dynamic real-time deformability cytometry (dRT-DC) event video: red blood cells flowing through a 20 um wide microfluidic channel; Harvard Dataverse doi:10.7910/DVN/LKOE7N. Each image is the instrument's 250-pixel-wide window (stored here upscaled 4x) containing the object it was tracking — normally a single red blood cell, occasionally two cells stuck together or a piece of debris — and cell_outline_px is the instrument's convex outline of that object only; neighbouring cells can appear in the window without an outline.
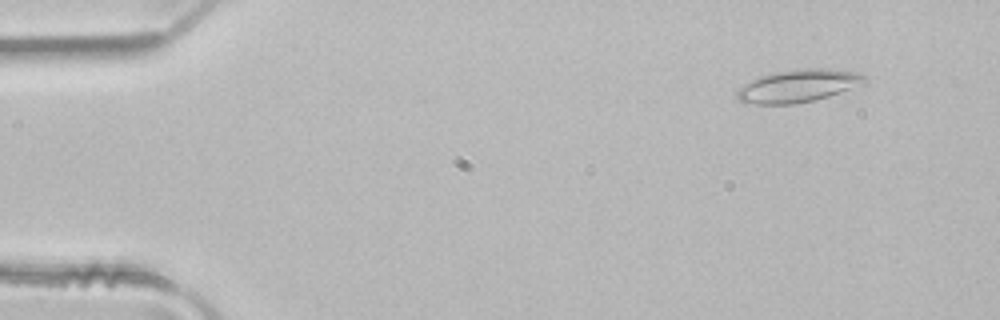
{"species": "common noctule bat (a hibernating species)", "species_latin": "Nyctalus noctula", "temperature_condition": "room temperature", "stored_images_in_passage": 4, "camera_frame_rate_fps": 3000, "um_per_image_px": 0.085, "animal": {"sex": "male", "body_mass_g": 21.5, "forearm_length_mm": 52.0}, "frame": {"image": 1, "passage_image": 2, "time_ms": 0.333, "image_size_px": [1000, 320], "cell_outline_px": [[868, 80], [864, 84], [828, 96], [796, 104], [756, 104], [740, 100], [736, 96], [736, 88], [760, 76], [776, 72], [804, 68], [828, 68], [856, 72], [868, 76]], "centroid_in_image_um": [67.88, 7.29], "position_along_channel_um": 17.1, "area_um2": 24.28}}